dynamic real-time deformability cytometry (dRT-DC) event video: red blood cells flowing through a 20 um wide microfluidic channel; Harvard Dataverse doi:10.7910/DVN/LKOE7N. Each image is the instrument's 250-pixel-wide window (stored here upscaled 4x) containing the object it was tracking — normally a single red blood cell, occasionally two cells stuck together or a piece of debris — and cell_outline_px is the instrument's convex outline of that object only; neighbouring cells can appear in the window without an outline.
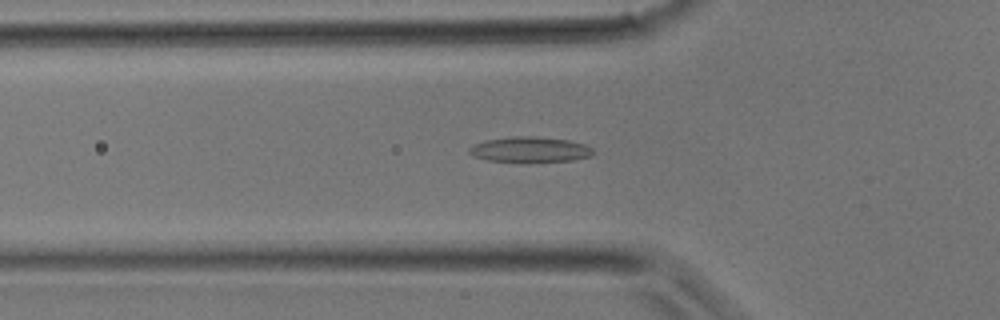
{"species": "common noctule bat (a hibernating species)", "species_latin": "Nyctalus noctula", "temperature_condition": "room temperature", "stored_images_in_passage": 30, "camera_frame_rate_fps": 3000, "um_per_image_px": 0.085, "animal": {"sex": "male", "body_mass_g": 17.9}, "frame": {"image": 1, "passage_image": 9, "time_ms": 2.667, "image_size_px": [1000, 320], "cell_outline_px": [[592, 156], [572, 160], [524, 164], [520, 164], [488, 160], [472, 156], [468, 152], [468, 148], [472, 144], [484, 140], [512, 136], [532, 136], [568, 140], [584, 144], [592, 148]], "centroid_in_image_um": [44.97, 12.74], "position_along_channel_um": 80.8, "area_um2": 19.07}}
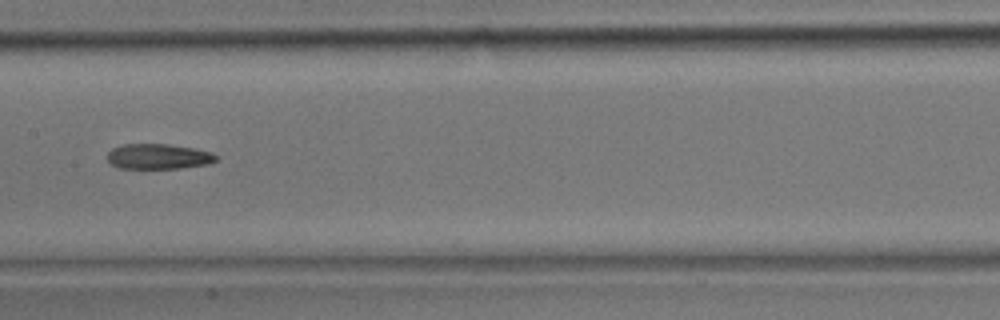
{"frame": {"image": 2, "passage_image": 15, "time_ms": 4.667, "image_size_px": [1000, 320], "cell_outline_px": [[216, 160], [208, 164], [180, 168], [120, 168], [112, 164], [108, 160], [108, 152], [112, 148], [124, 144], [168, 144], [196, 148], [212, 152], [216, 156]], "centroid_in_image_um": [13.47, 13.29], "position_along_channel_um": 193.9, "area_um2": 15.95}}
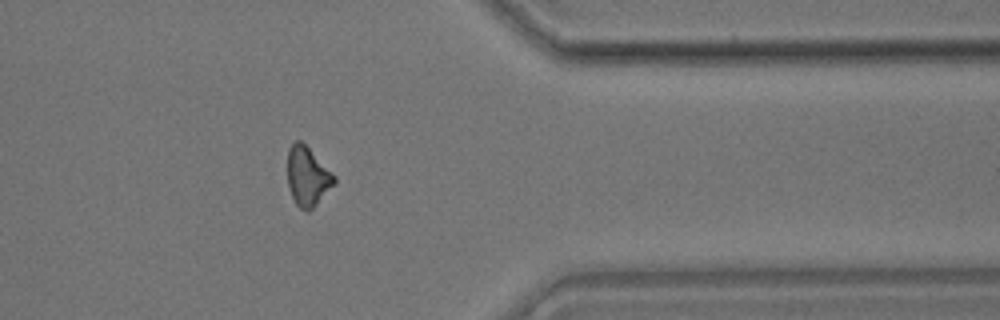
{"frame": {"image": 3, "passage_image": 26, "time_ms": 8.333, "image_size_px": [1000, 320], "cell_outline_px": [[336, 184], [308, 212], [300, 208], [296, 204], [292, 196], [288, 184], [288, 148], [296, 140], [300, 140], [336, 176]], "centroid_in_image_um": [26.15, 15.01], "position_along_channel_um": 385.2, "area_um2": 15.95}}